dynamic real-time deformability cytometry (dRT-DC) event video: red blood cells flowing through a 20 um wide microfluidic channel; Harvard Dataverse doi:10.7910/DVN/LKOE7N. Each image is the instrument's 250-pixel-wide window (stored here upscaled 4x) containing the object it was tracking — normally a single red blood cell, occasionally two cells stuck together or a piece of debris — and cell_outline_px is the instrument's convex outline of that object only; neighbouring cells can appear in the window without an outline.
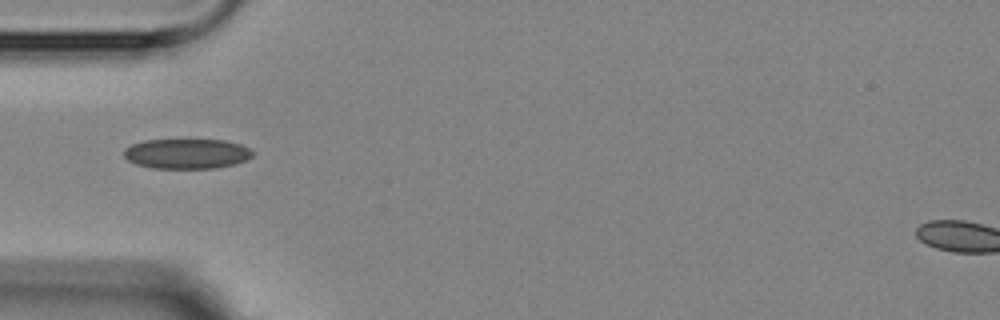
{"species": "Egyptian fruit bat (a non-hibernating species)", "species_latin": "Rousettus aegyptiacus", "temperature_condition": "room temperature", "stored_images_in_passage": 7, "camera_frame_rate_fps": 3000, "um_per_image_px": 0.085, "animal": {"sex": "female"}, "frame": {"image": 1, "passage_image": 1, "time_ms": 0.0, "image_size_px": [1000, 320], "cell_outline_px": [[252, 156], [236, 164], [216, 168], [152, 168], [136, 164], [128, 160], [124, 156], [124, 148], [132, 144], [144, 140], [224, 140], [240, 144], [248, 148], [252, 152]], "centroid_in_image_um": [15.85, 13.06], "position_along_channel_um": 69.2, "area_um2": 22.43}}
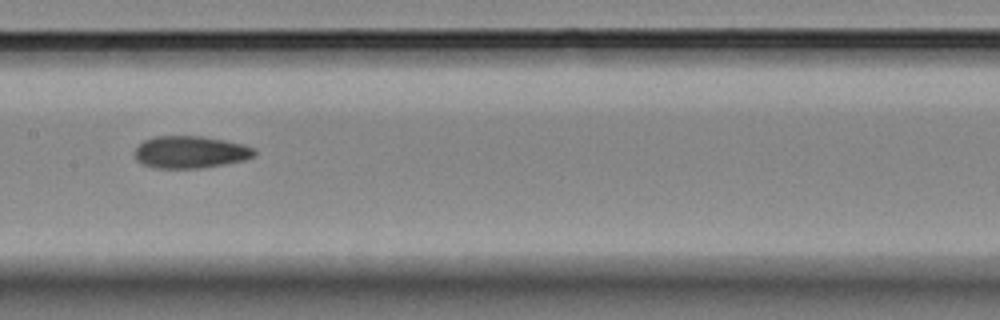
{"frame": {"image": 2, "passage_image": 4, "time_ms": 3.333, "image_size_px": [1000, 320], "cell_outline_px": [[256, 156], [244, 160], [224, 164], [200, 168], [156, 168], [144, 164], [136, 160], [136, 148], [144, 140], [156, 136], [200, 136], [224, 140], [240, 144], [252, 148], [256, 152]], "centroid_in_image_um": [16.18, 12.93], "position_along_channel_um": 191.2, "area_um2": 22.2}}
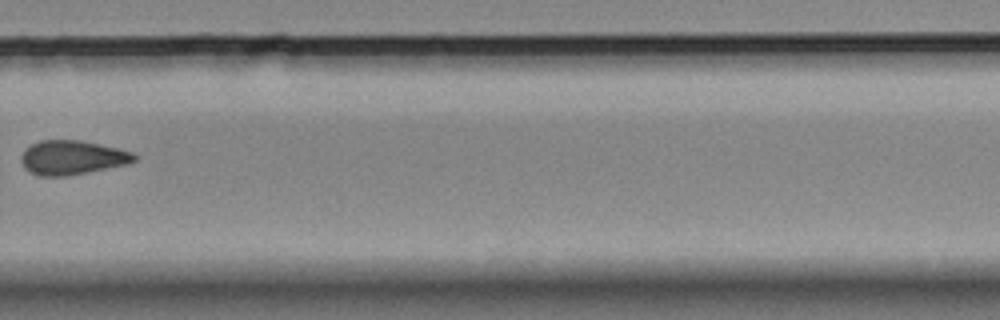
{"frame": {"image": 3, "passage_image": 7, "time_ms": 7.0, "image_size_px": [1000, 320], "cell_outline_px": [[136, 160], [124, 164], [88, 172], [64, 176], [40, 176], [28, 172], [24, 168], [20, 160], [20, 156], [24, 148], [40, 140], [80, 140], [120, 148], [132, 152], [136, 156]], "centroid_in_image_um": [6.07, 13.38], "position_along_channel_um": 323.7, "area_um2": 22.6}}